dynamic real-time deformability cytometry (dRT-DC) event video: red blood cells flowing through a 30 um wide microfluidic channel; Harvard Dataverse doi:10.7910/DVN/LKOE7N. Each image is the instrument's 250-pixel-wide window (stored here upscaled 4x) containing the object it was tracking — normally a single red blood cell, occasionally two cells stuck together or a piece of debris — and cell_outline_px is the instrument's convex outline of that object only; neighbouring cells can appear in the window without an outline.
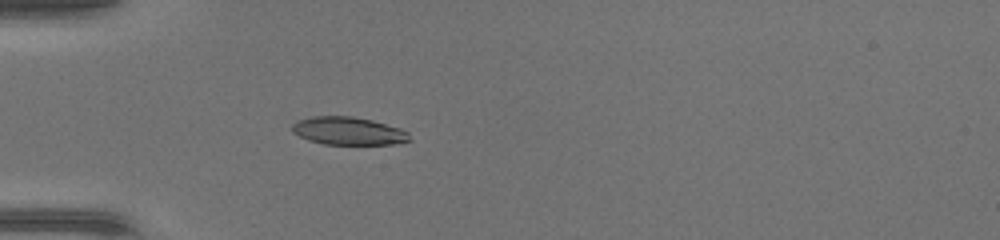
{"species": "common noctule bat (a hibernating species)", "species_latin": "Nyctalus noctula", "temperature_condition": "warm", "stored_images_in_passage": 33, "camera_frame_rate_fps": 3000, "um_per_image_px": 0.085, "animal": {"sex": "female", "body_mass_g": 17.0, "forearm_length_mm": 48.0}, "frame": {"image": 1, "passage_image": 1, "time_ms": 0.0, "image_size_px": [1000, 240], "cell_outline_px": [[412, 140], [392, 144], [324, 144], [308, 140], [292, 132], [292, 124], [296, 120], [312, 116], [352, 116], [372, 120], [400, 128], [408, 132]], "centroid_in_image_um": [29.59, 11.12], "position_along_channel_um": 55.4, "area_um2": 19.13}}
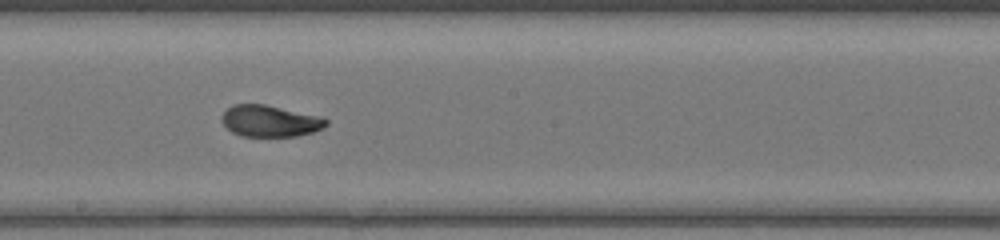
{"frame": {"image": 2, "passage_image": 13, "time_ms": 4.0, "image_size_px": [1000, 240], "cell_outline_px": [[328, 124], [324, 128], [312, 132], [296, 136], [240, 136], [232, 132], [220, 120], [220, 116], [232, 104], [264, 104], [320, 116], [328, 120]], "centroid_in_image_um": [22.94, 10.28], "position_along_channel_um": 225.3, "area_um2": 19.19}}
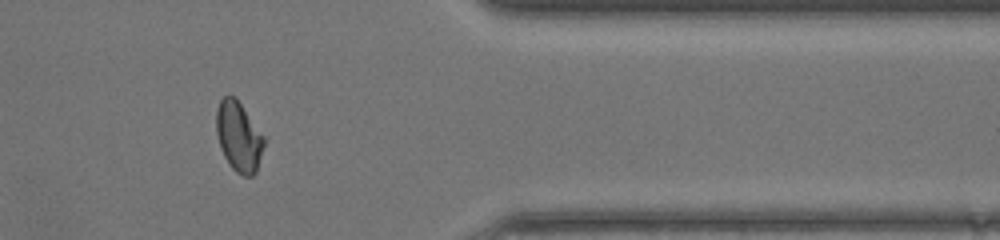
{"frame": {"image": 3, "passage_image": 25, "time_ms": 8.0, "image_size_px": [1000, 240], "cell_outline_px": [[264, 144], [256, 172], [252, 176], [244, 176], [236, 172], [228, 164], [220, 148], [216, 132], [216, 108], [220, 100], [224, 96], [236, 96], [264, 136]], "centroid_in_image_um": [20.27, 11.6], "position_along_channel_um": 391.1, "area_um2": 19.54}}